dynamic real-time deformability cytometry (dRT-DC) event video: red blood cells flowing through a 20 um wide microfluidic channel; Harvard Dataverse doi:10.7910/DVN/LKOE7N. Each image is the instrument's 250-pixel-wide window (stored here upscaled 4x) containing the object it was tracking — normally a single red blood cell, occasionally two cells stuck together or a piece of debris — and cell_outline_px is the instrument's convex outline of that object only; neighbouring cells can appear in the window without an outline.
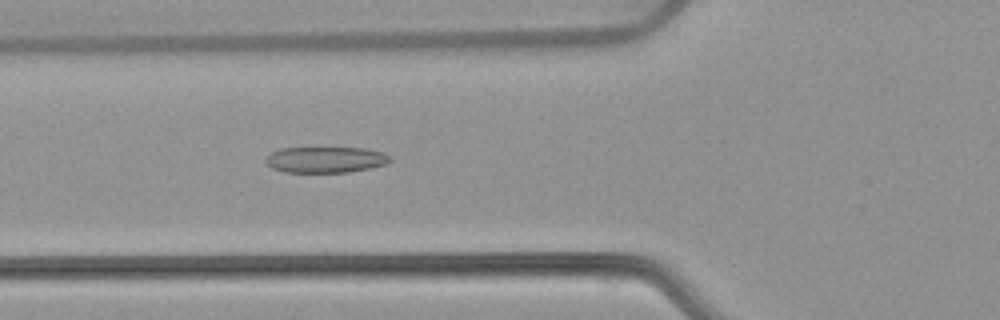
{"species": "common noctule bat (a hibernating species)", "species_latin": "Nyctalus noctula", "temperature_condition": "warm", "stored_images_in_passage": 43, "camera_frame_rate_fps": 3000, "um_per_image_px": 0.085, "animal": {"sex": "female", "body_mass_g": 22.7, "forearm_length_mm": 54.2}, "frame": {"image": 1, "passage_image": 9, "time_ms": 2.667, "image_size_px": [1000, 320], "cell_outline_px": [[392, 160], [388, 164], [348, 172], [284, 172], [272, 168], [264, 160], [272, 152], [280, 148], [364, 148], [384, 152], [392, 156]], "centroid_in_image_um": [27.72, 13.57], "position_along_channel_um": 98.1, "area_um2": 18.9}}
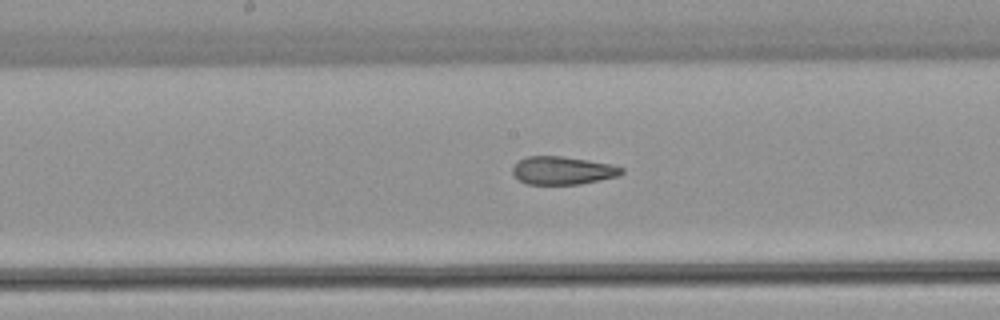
{"frame": {"image": 2, "passage_image": 17, "time_ms": 5.333, "image_size_px": [1000, 320], "cell_outline_px": [[624, 172], [620, 176], [580, 184], [524, 184], [512, 172], [512, 168], [520, 160], [528, 156], [560, 156], [588, 160], [612, 164], [624, 168]], "centroid_in_image_um": [47.87, 14.49], "position_along_channel_um": 200.3, "area_um2": 17.8}}
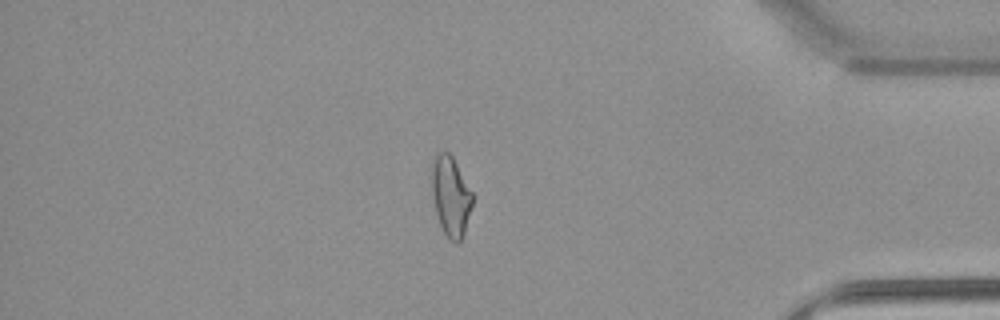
{"frame": {"image": 3, "passage_image": 35, "time_ms": 11.333, "image_size_px": [1000, 320], "cell_outline_px": [[472, 204], [464, 232], [460, 240], [456, 244], [448, 240], [440, 224], [436, 212], [432, 196], [432, 164], [436, 152], [448, 152], [452, 156], [472, 192]], "centroid_in_image_um": [38.3, 16.68], "position_along_channel_um": 396.9, "area_um2": 18.67}, "authors_computed_cell_mechanics": {"area_um2": 19.0162, "velocity_mm_per_s": 3.8223, "shape_relaxation_time_tau1_ms": null, "shape_relaxation_time_tau2_ms": 2.5955, "deformation_change_tau1": null, "deformation_change_tau2": 0.1039}}